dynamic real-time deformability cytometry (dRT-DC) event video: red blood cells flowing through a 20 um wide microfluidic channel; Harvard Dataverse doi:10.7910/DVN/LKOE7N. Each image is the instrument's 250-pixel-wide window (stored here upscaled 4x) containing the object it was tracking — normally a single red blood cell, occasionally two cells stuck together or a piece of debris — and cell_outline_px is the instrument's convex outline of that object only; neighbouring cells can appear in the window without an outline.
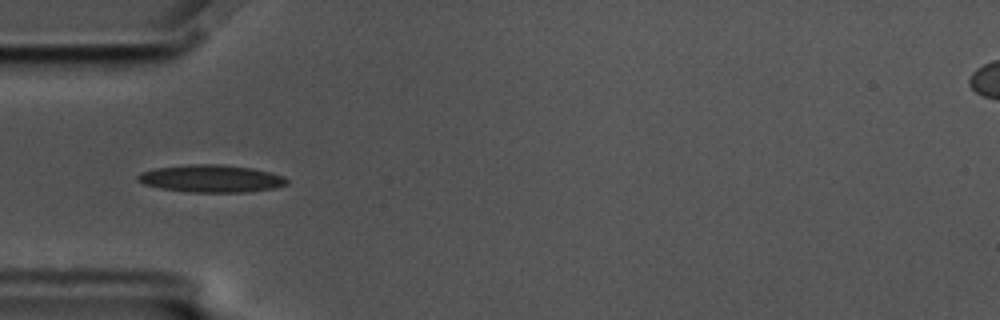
{"species": "common noctule bat (a hibernating species)", "species_latin": "Nyctalus noctula", "temperature_condition": "cold", "stored_images_in_passage": 41, "camera_frame_rate_fps": 3000, "um_per_image_px": 0.085, "animal": {"sex": "male", "body_mass_g": 17.5, "forearm_length_mm": 52.3}, "frame": {"image": 1, "passage_image": 1, "time_ms": 0.0, "image_size_px": [1000, 320], "cell_outline_px": [[288, 184], [276, 188], [244, 192], [188, 192], [160, 188], [144, 184], [136, 180], [136, 176], [140, 172], [156, 168], [196, 164], [220, 164], [252, 168], [284, 176], [288, 180]], "centroid_in_image_um": [17.94, 15.18], "position_along_channel_um": 67.1, "area_um2": 23.81}}
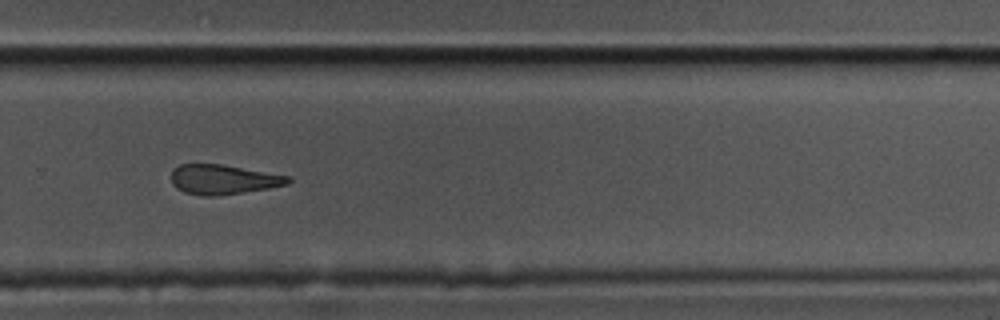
{"frame": {"image": 2, "passage_image": 22, "time_ms": 7.0, "image_size_px": [1000, 320], "cell_outline_px": [[292, 180], [288, 184], [268, 188], [244, 192], [216, 196], [204, 196], [184, 192], [176, 188], [172, 184], [172, 168], [180, 164], [220, 164], [288, 176]], "centroid_in_image_um": [18.93, 15.26], "position_along_channel_um": 310.9, "area_um2": 20.06}}
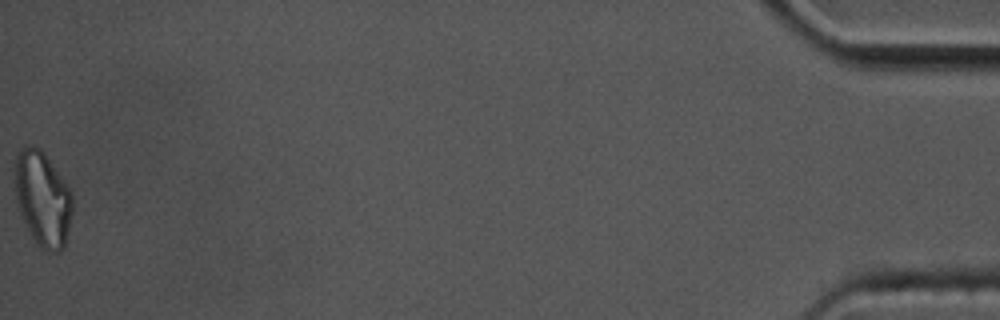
{"frame": {"image": 3, "passage_image": 41, "time_ms": 13.333, "image_size_px": [1000, 320], "cell_outline_px": [[72, 212], [64, 248], [60, 252], [48, 252], [40, 248], [32, 236], [20, 212], [16, 200], [16, 156], [24, 144], [32, 144], [40, 148], [44, 152], [72, 192]], "centroid_in_image_um": [3.64, 16.89], "position_along_channel_um": 431.6, "area_um2": 31.62}, "authors_computed_cell_mechanics": {"area_um2": 22.3686, "velocity_mm_per_s": 3.4935, "shape_relaxation_time_tau1_ms": null, "shape_relaxation_time_tau2_ms": 5.0452, "deformation_change_tau1": null, "deformation_change_tau2": 0.1503}}